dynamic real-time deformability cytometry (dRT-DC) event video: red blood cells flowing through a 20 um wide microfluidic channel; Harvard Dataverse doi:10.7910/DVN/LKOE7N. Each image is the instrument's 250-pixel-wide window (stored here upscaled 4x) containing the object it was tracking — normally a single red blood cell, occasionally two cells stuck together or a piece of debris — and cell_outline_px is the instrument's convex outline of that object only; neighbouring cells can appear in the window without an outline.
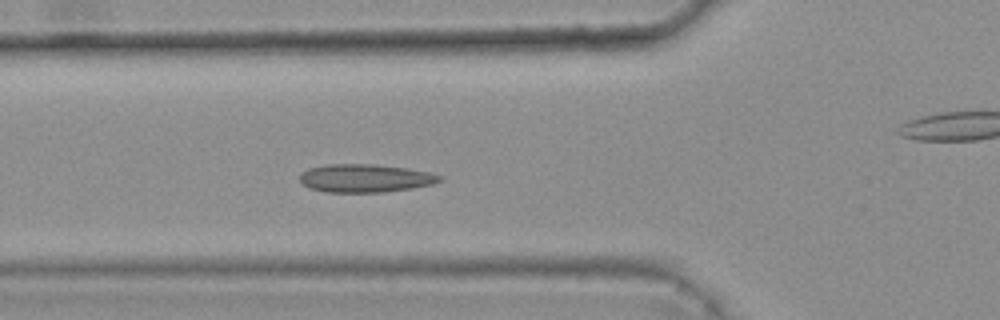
{"species": "common noctule bat (a hibernating species)", "species_latin": "Nyctalus noctula", "temperature_condition": "warm", "stored_images_in_passage": 6, "camera_frame_rate_fps": 3000, "um_per_image_px": 0.085, "animal": {"sex": "female", "body_mass_g": 25.1}, "frame": {"image": 1, "passage_image": 5, "time_ms": 1.333, "image_size_px": [1000, 320], "cell_outline_px": [[440, 180], [432, 184], [412, 188], [384, 192], [324, 192], [308, 188], [300, 180], [300, 172], [308, 168], [324, 164], [372, 164], [408, 168], [432, 172], [440, 176]], "centroid_in_image_um": [31.0, 15.14], "position_along_channel_um": 94.8, "area_um2": 23.06}}